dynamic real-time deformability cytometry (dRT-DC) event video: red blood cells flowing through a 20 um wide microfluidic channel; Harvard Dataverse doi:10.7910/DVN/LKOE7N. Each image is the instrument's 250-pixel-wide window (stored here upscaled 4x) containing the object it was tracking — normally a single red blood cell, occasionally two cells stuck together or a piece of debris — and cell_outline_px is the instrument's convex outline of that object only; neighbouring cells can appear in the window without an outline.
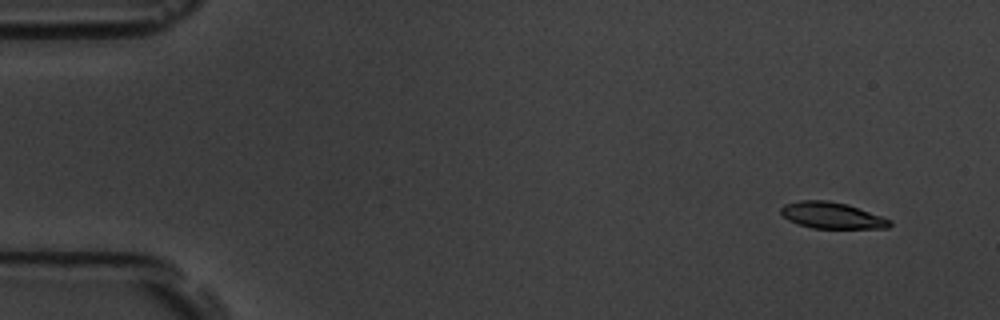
{"species": "common noctule bat (a hibernating species)", "species_latin": "Nyctalus noctula", "temperature_condition": "room temperature", "stored_images_in_passage": 5, "camera_frame_rate_fps": 3000, "um_per_image_px": 0.085, "animal": {"sex": "male", "body_mass_g": 19.5, "forearm_length_mm": 54.6}, "frame": {"image": 1, "passage_image": 2, "time_ms": 1.0, "image_size_px": [1000, 320], "cell_outline_px": [[892, 224], [888, 228], [812, 228], [788, 220], [780, 212], [780, 208], [784, 204], [800, 200], [828, 200], [848, 204], [892, 220]], "centroid_in_image_um": [70.71, 18.3], "position_along_channel_um": 14.3, "area_um2": 16.7}}
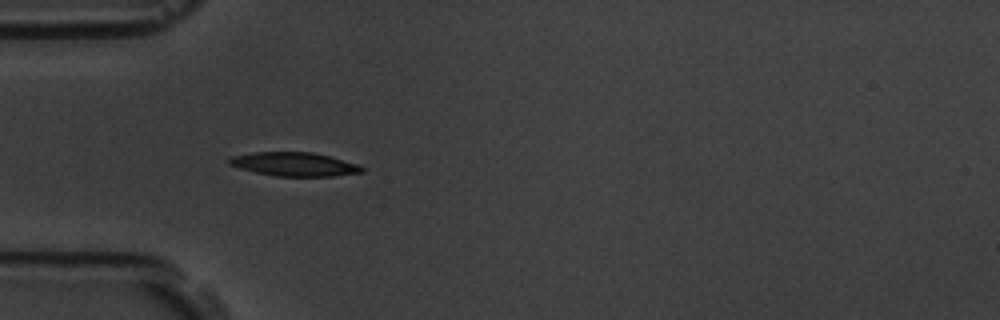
{"frame": {"image": 2, "passage_image": 5, "time_ms": 5.333, "image_size_px": [1000, 320], "cell_outline_px": [[364, 172], [332, 176], [276, 176], [256, 172], [240, 168], [228, 164], [228, 160], [232, 156], [256, 152], [312, 152], [360, 164], [364, 168]], "centroid_in_image_um": [25.05, 13.96], "position_along_channel_um": 60.0, "area_um2": 18.26}}